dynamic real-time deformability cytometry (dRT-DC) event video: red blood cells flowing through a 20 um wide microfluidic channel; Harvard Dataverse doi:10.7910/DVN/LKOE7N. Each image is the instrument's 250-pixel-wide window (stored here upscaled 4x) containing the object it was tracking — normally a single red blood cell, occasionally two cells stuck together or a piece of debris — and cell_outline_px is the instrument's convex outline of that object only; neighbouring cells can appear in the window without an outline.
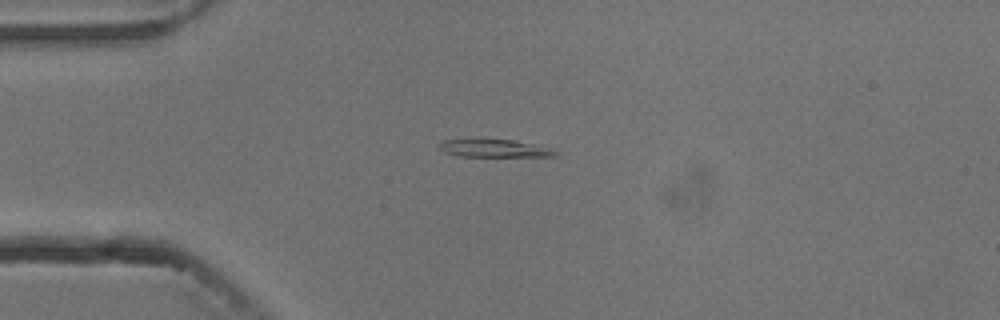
{"species": "common noctule bat (a hibernating species)", "species_latin": "Nyctalus noctula", "temperature_condition": "cold", "stored_images_in_passage": 6, "camera_frame_rate_fps": 3000, "um_per_image_px": 0.085, "animal": {"sex": "male", "body_mass_g": 13.3}, "frame": {"image": 1, "passage_image": 3, "time_ms": 2.333, "image_size_px": [1000, 320], "cell_outline_px": [[560, 156], [456, 156], [444, 152], [436, 148], [436, 144], [444, 140], [512, 140], [560, 152]], "centroid_in_image_um": [41.89, 12.63], "position_along_channel_um": 43.1, "area_um2": 11.62}}
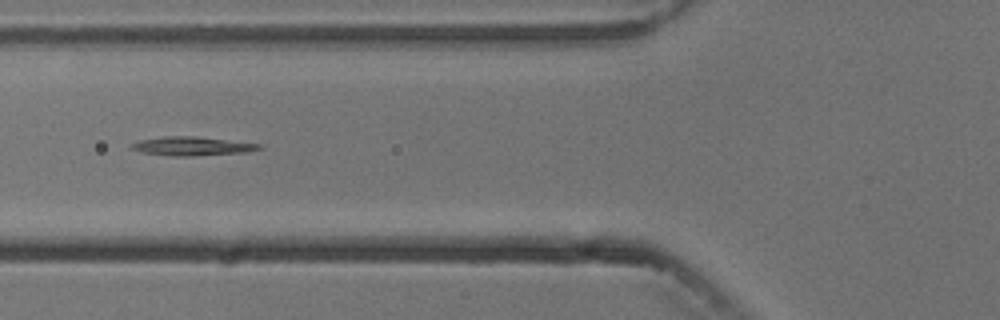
{"frame": {"image": 2, "passage_image": 5, "time_ms": 4.667, "image_size_px": [1000, 320], "cell_outline_px": [[264, 148], [248, 152], [192, 156], [168, 156], [140, 152], [128, 148], [132, 144], [140, 140], [164, 136], [196, 136], [260, 144]], "centroid_in_image_um": [16.3, 12.43], "position_along_channel_um": 109.5, "area_um2": 14.1}}
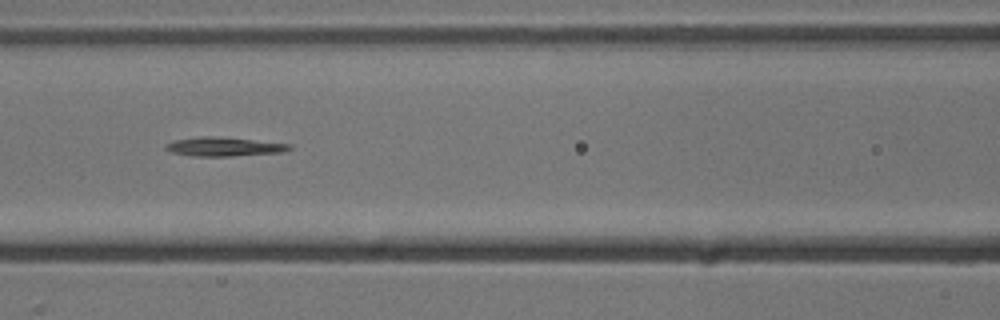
{"frame": {"image": 3, "passage_image": 6, "time_ms": 5.667, "image_size_px": [1000, 320], "cell_outline_px": [[292, 148], [280, 152], [228, 156], [192, 156], [172, 152], [164, 148], [164, 144], [176, 140], [200, 136], [220, 136], [292, 144]], "centroid_in_image_um": [19.01, 12.45], "position_along_channel_um": 147.6, "area_um2": 13.64}}